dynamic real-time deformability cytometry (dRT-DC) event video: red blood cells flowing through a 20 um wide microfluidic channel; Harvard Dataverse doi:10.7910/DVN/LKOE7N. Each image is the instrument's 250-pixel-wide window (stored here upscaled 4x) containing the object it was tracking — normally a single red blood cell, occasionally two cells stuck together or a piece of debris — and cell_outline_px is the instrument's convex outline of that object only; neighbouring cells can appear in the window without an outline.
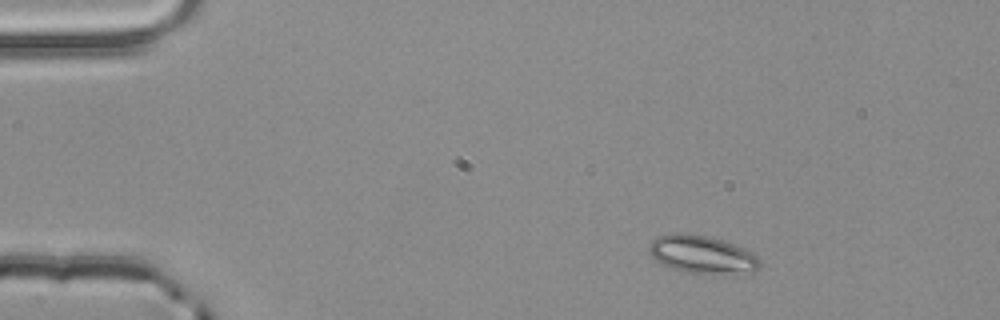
{"species": "common noctule bat (a hibernating species)", "species_latin": "Nyctalus noctula", "temperature_condition": "room temperature", "stored_images_in_passage": 3, "camera_frame_rate_fps": 3000, "um_per_image_px": 0.085, "animal": {"sex": "male", "body_mass_g": 20.4}, "frame": {"image": 1, "passage_image": 1, "time_ms": 0.0, "image_size_px": [1000, 320], "cell_outline_px": [[760, 268], [756, 272], [684, 272], [672, 268], [656, 260], [648, 252], [648, 248], [652, 240], [656, 236], [672, 232], [680, 232], [708, 236], [724, 240], [744, 248], [752, 252], [760, 260]], "centroid_in_image_um": [59.65, 21.59], "position_along_channel_um": 25.3, "area_um2": 24.28}}